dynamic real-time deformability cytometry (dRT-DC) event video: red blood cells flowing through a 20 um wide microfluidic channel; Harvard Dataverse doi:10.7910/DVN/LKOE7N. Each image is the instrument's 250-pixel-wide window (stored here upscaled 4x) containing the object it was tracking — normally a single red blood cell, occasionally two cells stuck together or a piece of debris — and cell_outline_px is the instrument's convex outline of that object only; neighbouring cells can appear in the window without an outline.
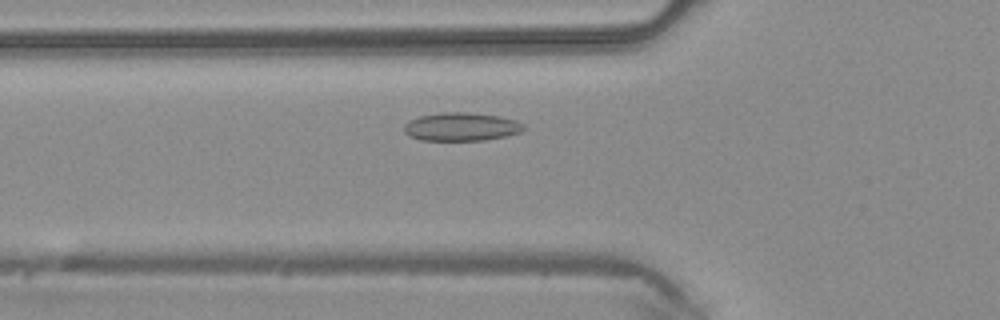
{"species": "common noctule bat (a hibernating species)", "species_latin": "Nyctalus noctula", "temperature_condition": "warm", "stored_images_in_passage": 41, "camera_frame_rate_fps": 3000, "um_per_image_px": 0.085, "animal": {"sex": "male", "body_mass_g": 20.4}, "frame": {"image": 1, "passage_image": 11, "time_ms": 3.333, "image_size_px": [1000, 320], "cell_outline_px": [[524, 128], [520, 132], [504, 136], [484, 140], [420, 140], [408, 136], [404, 132], [404, 124], [408, 120], [420, 116], [444, 112], [468, 112], [496, 116], [516, 120], [524, 124]], "centroid_in_image_um": [39.16, 10.77], "position_along_channel_um": 86.6, "area_um2": 19.65}}
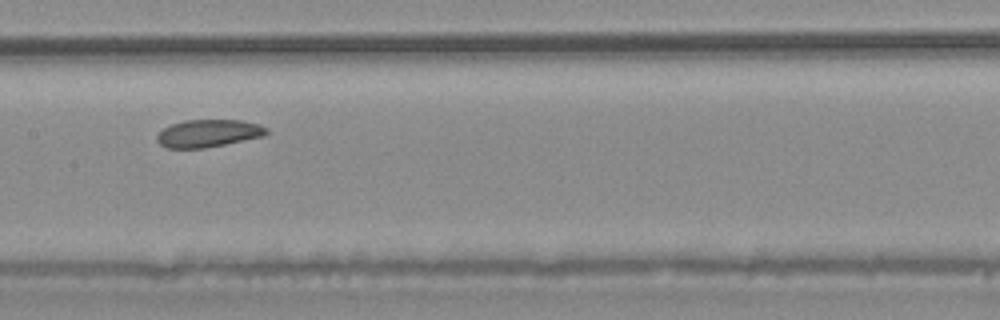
{"frame": {"image": 2, "passage_image": 18, "time_ms": 5.667, "image_size_px": [1000, 320], "cell_outline_px": [[268, 132], [264, 136], [204, 148], [168, 148], [160, 144], [156, 140], [156, 136], [164, 128], [172, 124], [184, 120], [240, 120], [260, 124], [268, 128]], "centroid_in_image_um": [17.72, 11.33], "position_along_channel_um": 189.7, "area_um2": 17.51}}
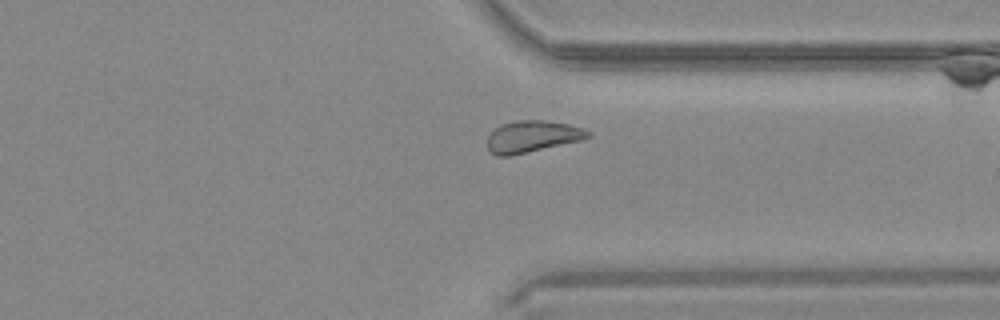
{"frame": {"image": 3, "passage_image": 30, "time_ms": 9.667, "image_size_px": [1000, 320], "cell_outline_px": [[592, 136], [580, 140], [508, 156], [496, 156], [488, 148], [488, 136], [500, 124], [516, 120], [544, 120], [568, 124], [584, 128], [592, 132]], "centroid_in_image_um": [45.26, 11.58], "position_along_channel_um": 366.1, "area_um2": 18.38}}